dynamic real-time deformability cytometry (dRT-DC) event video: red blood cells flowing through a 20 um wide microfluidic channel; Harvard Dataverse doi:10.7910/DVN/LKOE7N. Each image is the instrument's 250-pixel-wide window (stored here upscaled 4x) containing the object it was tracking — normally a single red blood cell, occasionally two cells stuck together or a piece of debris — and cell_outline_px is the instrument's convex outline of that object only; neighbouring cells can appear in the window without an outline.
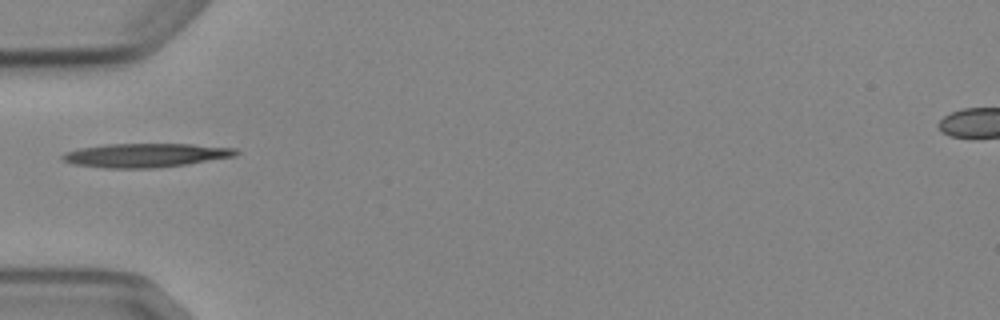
{"species": "Egyptian fruit bat (a non-hibernating species)", "species_latin": "Rousettus aegyptiacus", "temperature_condition": "cold", "stored_images_in_passage": 1, "camera_frame_rate_fps": 3000, "um_per_image_px": 0.085, "animal": {"sex": "female"}, "frame": {"image": 1, "passage_image": 1, "time_ms": 0.0, "image_size_px": [1000, 320], "cell_outline_px": [[240, 152], [236, 156], [188, 164], [156, 168], [104, 168], [72, 164], [60, 160], [60, 156], [64, 152], [80, 148], [108, 144], [192, 144], [236, 148]], "centroid_in_image_um": [12.36, 13.2], "position_along_channel_um": 72.6, "area_um2": 24.39}}